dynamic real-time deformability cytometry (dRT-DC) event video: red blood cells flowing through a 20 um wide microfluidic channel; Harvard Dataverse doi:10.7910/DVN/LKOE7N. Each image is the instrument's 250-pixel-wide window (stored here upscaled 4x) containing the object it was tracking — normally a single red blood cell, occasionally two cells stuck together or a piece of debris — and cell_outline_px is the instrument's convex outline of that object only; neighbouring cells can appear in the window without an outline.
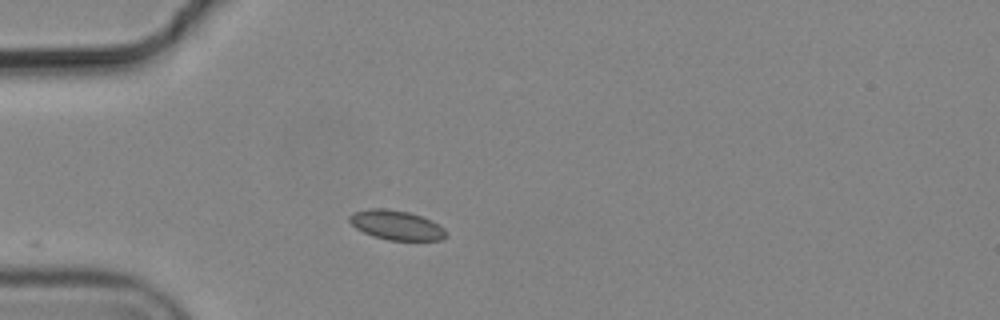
{"species": "common noctule bat (a hibernating species)", "species_latin": "Nyctalus noctula", "temperature_condition": "cold", "stored_images_in_passage": 1, "camera_frame_rate_fps": 3000, "um_per_image_px": 0.085, "animal": {"sex": "male", "body_mass_g": 19.2, "forearm_length_mm": 51.8}, "frame": {"image": 1, "passage_image": 1, "time_ms": 0.0, "image_size_px": [1000, 320], "cell_outline_px": [[448, 236], [440, 240], [388, 240], [372, 236], [356, 228], [348, 220], [348, 216], [356, 212], [368, 208], [384, 208], [408, 212], [420, 216], [444, 228], [448, 232]], "centroid_in_image_um": [33.68, 19.14], "position_along_channel_um": 51.3, "area_um2": 16.47}}